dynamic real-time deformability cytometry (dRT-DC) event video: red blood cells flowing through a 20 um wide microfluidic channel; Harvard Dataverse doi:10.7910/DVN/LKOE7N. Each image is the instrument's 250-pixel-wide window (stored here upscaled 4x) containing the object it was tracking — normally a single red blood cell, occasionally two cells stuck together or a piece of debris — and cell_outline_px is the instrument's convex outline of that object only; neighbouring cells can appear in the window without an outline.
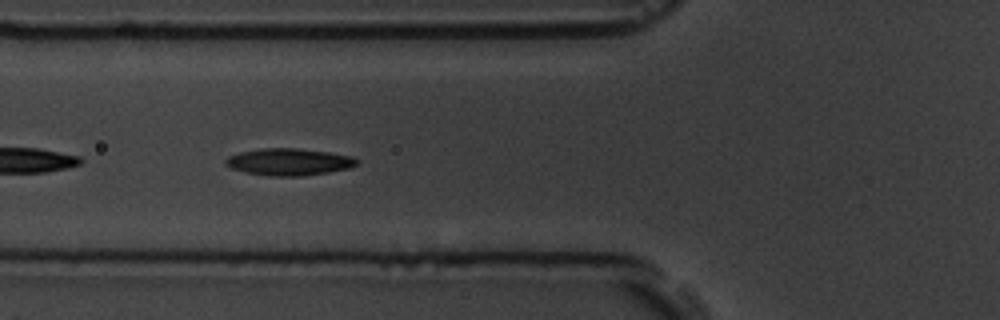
{"species": "common noctule bat (a hibernating species)", "species_latin": "Nyctalus noctula", "temperature_condition": "room temperature", "stored_images_in_passage": 6, "camera_frame_rate_fps": 3000, "um_per_image_px": 0.085, "animal": {"sex": "male", "body_mass_g": 19.5, "forearm_length_mm": 54.6}, "frame": {"image": 1, "passage_image": 6, "time_ms": 6.333, "image_size_px": [1000, 320], "cell_outline_px": [[360, 160], [356, 164], [348, 168], [328, 172], [300, 176], [272, 176], [244, 172], [232, 168], [224, 164], [224, 160], [228, 156], [240, 152], [260, 148], [296, 148], [328, 152], [352, 156]], "centroid_in_image_um": [24.53, 13.75], "position_along_channel_um": 101.3, "area_um2": 20.58}}